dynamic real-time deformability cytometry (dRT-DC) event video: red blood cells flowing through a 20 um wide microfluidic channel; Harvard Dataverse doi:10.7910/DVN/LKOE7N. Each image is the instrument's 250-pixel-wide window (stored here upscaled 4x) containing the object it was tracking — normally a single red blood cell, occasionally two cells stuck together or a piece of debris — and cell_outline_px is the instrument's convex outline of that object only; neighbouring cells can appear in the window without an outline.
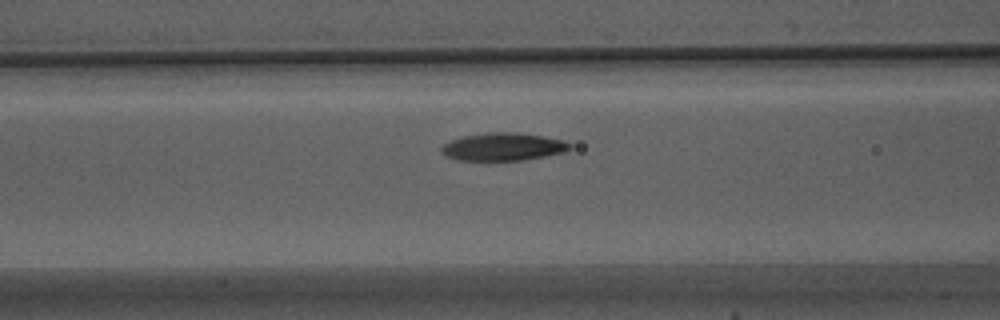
{"species": "Egyptian fruit bat (a non-hibernating species)", "species_latin": "Rousettus aegyptiacus", "temperature_condition": "warm", "stored_images_in_passage": 28, "camera_frame_rate_fps": 3000, "um_per_image_px": 0.085, "animal": {"sex": "male"}, "frame": {"image": 1, "passage_image": 8, "time_ms": 2.333, "image_size_px": [1000, 320], "cell_outline_px": [[572, 148], [564, 152], [544, 156], [520, 160], [460, 160], [448, 156], [440, 148], [444, 144], [452, 140], [464, 136], [488, 132], [516, 132], [564, 140], [572, 144]], "centroid_in_image_um": [42.81, 12.47], "position_along_channel_um": 123.8, "area_um2": 20.46}}
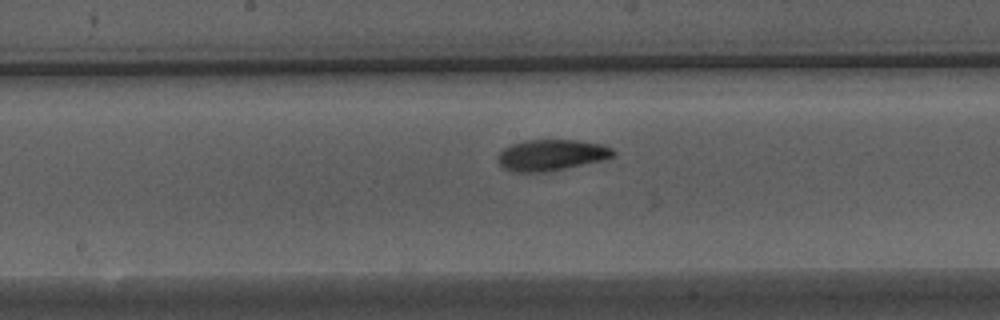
{"frame": {"image": 2, "passage_image": 14, "time_ms": 4.333, "image_size_px": [1000, 320], "cell_outline_px": [[616, 152], [612, 156], [604, 160], [544, 172], [512, 172], [504, 168], [496, 160], [496, 156], [504, 148], [512, 144], [524, 140], [576, 140], [600, 144], [612, 148]], "centroid_in_image_um": [46.83, 13.18], "position_along_channel_um": 201.4, "area_um2": 20.87}}
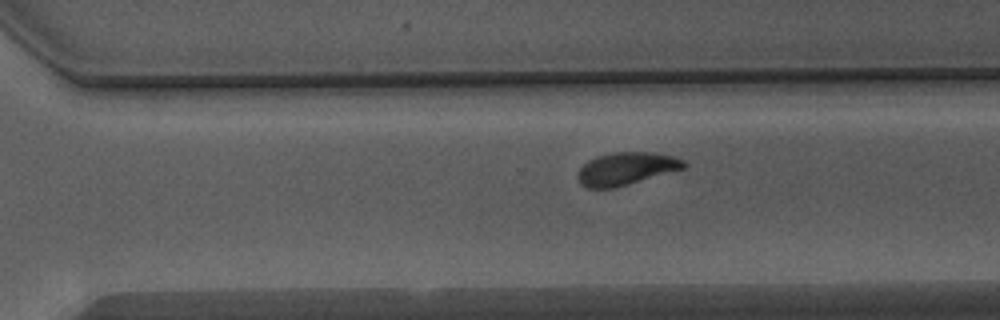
{"frame": {"image": 3, "passage_image": 23, "time_ms": 7.333, "image_size_px": [1000, 320], "cell_outline_px": [[688, 164], [684, 168], [628, 184], [612, 188], [588, 188], [580, 184], [576, 176], [580, 168], [588, 160], [596, 156], [612, 152], [656, 152], [672, 156], [684, 160]], "centroid_in_image_um": [53.2, 14.32], "position_along_channel_um": 317.4, "area_um2": 20.17}}